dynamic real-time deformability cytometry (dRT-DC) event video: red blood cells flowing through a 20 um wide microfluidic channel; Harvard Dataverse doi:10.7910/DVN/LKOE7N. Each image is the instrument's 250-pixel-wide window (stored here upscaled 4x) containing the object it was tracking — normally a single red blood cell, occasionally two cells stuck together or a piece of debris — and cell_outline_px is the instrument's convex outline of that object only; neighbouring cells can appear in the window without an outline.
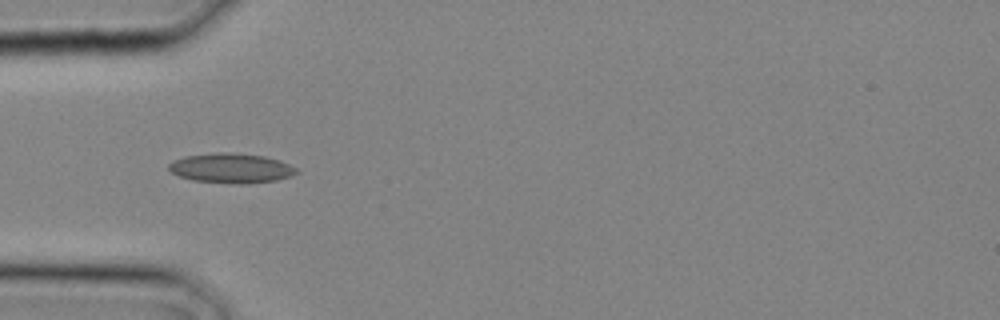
{"species": "common noctule bat (a hibernating species)", "species_latin": "Nyctalus noctula", "temperature_condition": "cold", "stored_images_in_passage": 3, "camera_frame_rate_fps": 3000, "um_per_image_px": 0.085, "animal": {"sex": "male", "body_mass_g": 20.4}, "frame": {"image": 1, "passage_image": 3, "time_ms": 0.667, "image_size_px": [1000, 320], "cell_outline_px": [[300, 172], [292, 176], [276, 180], [248, 184], [236, 184], [192, 180], [180, 176], [172, 172], [168, 168], [168, 164], [172, 160], [184, 156], [216, 152], [228, 152], [264, 156], [280, 160], [296, 168]], "centroid_in_image_um": [19.65, 14.29], "position_along_channel_um": 65.3, "area_um2": 22.31}}